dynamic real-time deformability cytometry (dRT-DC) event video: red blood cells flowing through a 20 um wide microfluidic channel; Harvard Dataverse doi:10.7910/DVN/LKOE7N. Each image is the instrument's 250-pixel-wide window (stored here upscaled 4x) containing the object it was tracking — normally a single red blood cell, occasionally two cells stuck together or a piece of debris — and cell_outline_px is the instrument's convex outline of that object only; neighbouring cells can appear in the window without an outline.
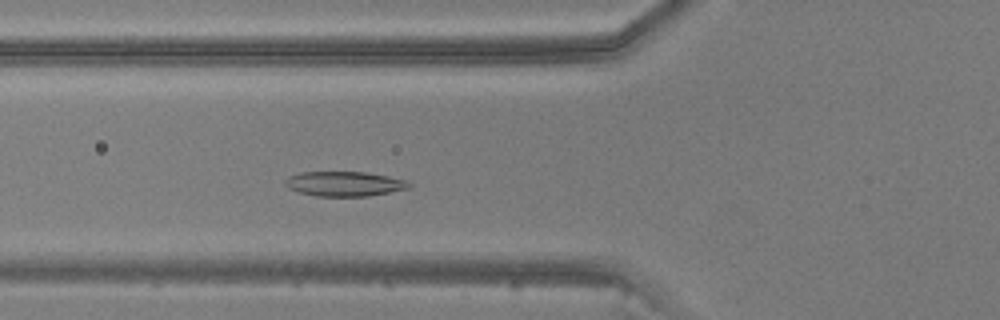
{"species": "common noctule bat (a hibernating species)", "species_latin": "Nyctalus noctula", "temperature_condition": "warm", "stored_images_in_passage": 38, "camera_frame_rate_fps": 3000, "um_per_image_px": 0.085, "animal": {"sex": "male", "body_mass_g": 20.5, "forearm_length_mm": 52.5}, "frame": {"image": 1, "passage_image": 8, "time_ms": 2.333, "image_size_px": [1000, 320], "cell_outline_px": [[412, 188], [368, 196], [316, 196], [300, 192], [288, 188], [284, 184], [284, 180], [288, 176], [300, 172], [364, 172], [388, 176], [408, 180], [412, 184]], "centroid_in_image_um": [29.3, 15.62], "position_along_channel_um": 96.5, "area_um2": 18.03}}
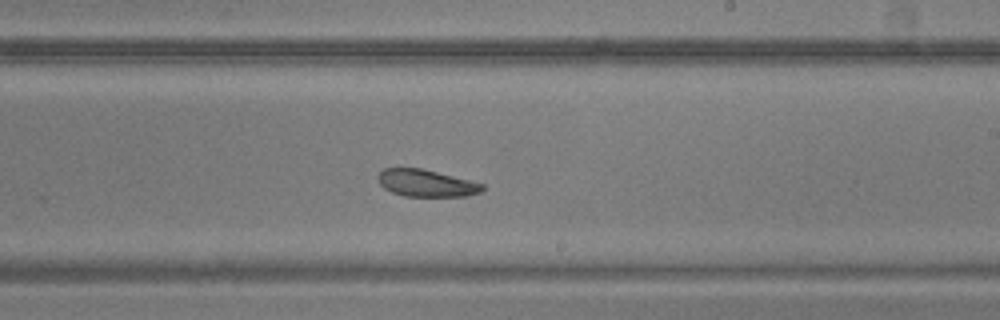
{"frame": {"image": 2, "passage_image": 19, "time_ms": 6.0, "image_size_px": [1000, 320], "cell_outline_px": [[484, 188], [480, 192], [464, 196], [404, 196], [392, 192], [384, 188], [380, 184], [376, 176], [384, 168], [420, 168], [472, 180], [484, 184]], "centroid_in_image_um": [36.22, 15.56], "position_along_channel_um": 252.8, "area_um2": 16.47}}
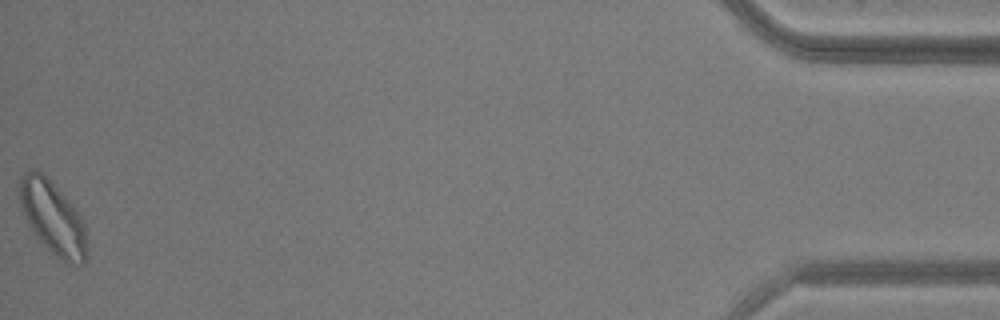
{"frame": {"image": 3, "passage_image": 38, "time_ms": 12.333, "image_size_px": [1000, 320], "cell_outline_px": [[88, 248], [84, 264], [68, 264], [60, 260], [40, 240], [28, 224], [20, 208], [20, 176], [28, 168], [36, 168], [76, 208], [84, 224]], "centroid_in_image_um": [4.49, 18.52], "position_along_channel_um": 430.7, "area_um2": 28.5}}